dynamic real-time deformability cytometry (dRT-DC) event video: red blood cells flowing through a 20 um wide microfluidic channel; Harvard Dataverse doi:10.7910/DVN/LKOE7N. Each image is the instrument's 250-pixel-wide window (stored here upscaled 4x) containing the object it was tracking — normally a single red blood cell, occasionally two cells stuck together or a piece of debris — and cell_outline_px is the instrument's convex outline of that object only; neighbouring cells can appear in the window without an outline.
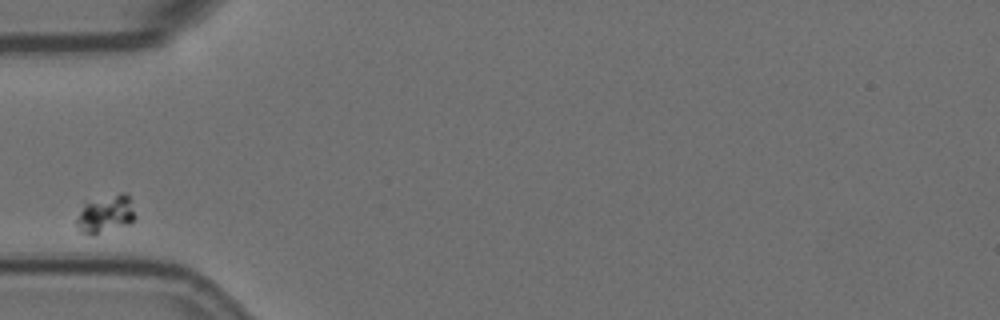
{"species": "Egyptian fruit bat (a non-hibernating species)", "species_latin": "Rousettus aegyptiacus", "temperature_condition": "room temperature", "stored_images_in_passage": 31, "camera_frame_rate_fps": 3000, "um_per_image_px": 0.085, "animal": {"sex": "female"}, "frame": {"image": 1, "passage_image": 1, "time_ms": 0.0, "image_size_px": [1000, 320], "cell_outline_px": [[136, 216], [128, 224], [92, 236], [80, 232], [76, 228], [76, 220], [84, 204], [120, 192], [124, 192], [128, 196]], "centroid_in_image_um": [8.96, 18.23], "position_along_channel_um": 76.0, "area_um2": 12.66}}
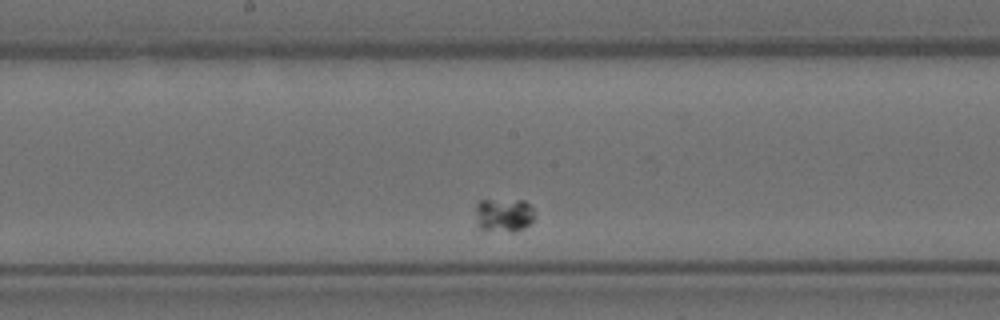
{"frame": {"image": 2, "passage_image": 14, "time_ms": 4.333, "image_size_px": [1000, 320], "cell_outline_px": [[532, 220], [524, 228], [512, 232], [480, 228], [476, 224], [476, 204], [480, 200], [524, 200], [532, 208]], "centroid_in_image_um": [42.78, 18.26], "position_along_channel_um": 205.4, "area_um2": 11.39}}
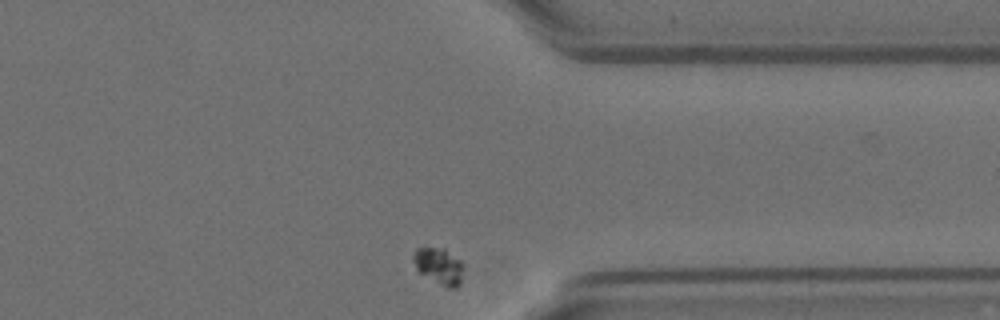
{"frame": {"image": 3, "passage_image": 31, "time_ms": 10.0, "image_size_px": [1000, 320], "cell_outline_px": [[464, 268], [460, 284], [456, 288], [448, 288], [416, 272], [412, 260], [412, 256], [416, 248], [444, 248], [460, 260], [464, 264]], "centroid_in_image_um": [37.29, 22.62], "position_along_channel_um": 374.1, "area_um2": 10.92}}